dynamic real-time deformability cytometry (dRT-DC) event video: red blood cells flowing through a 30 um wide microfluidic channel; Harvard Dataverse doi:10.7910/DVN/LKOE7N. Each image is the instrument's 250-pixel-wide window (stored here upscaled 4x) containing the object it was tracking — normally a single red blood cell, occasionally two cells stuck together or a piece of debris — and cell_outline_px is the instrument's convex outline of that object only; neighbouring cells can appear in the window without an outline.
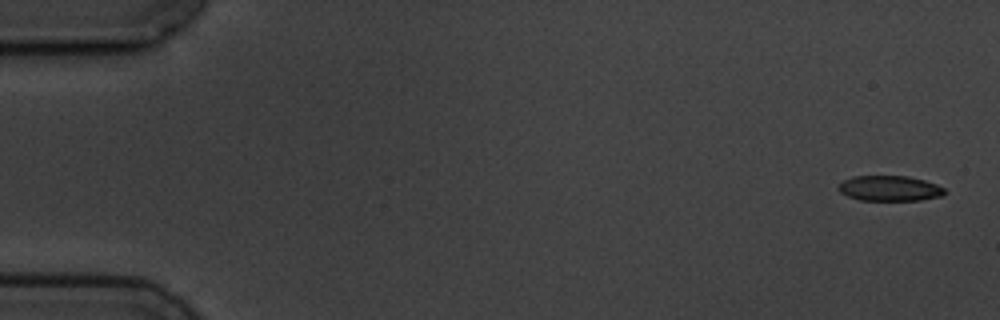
{"species": "common noctule bat (a hibernating species)", "species_latin": "Nyctalus noctula", "temperature_condition": "cold", "stored_images_in_passage": 5, "camera_frame_rate_fps": 3000, "um_per_image_px": 0.085, "animal": {"sex": "male", "body_mass_g": 19.5, "forearm_length_mm": 54.6}, "frame": {"image": 1, "passage_image": 1, "time_ms": 0.0, "image_size_px": [1000, 320], "cell_outline_px": [[948, 192], [940, 196], [920, 200], [860, 200], [848, 196], [840, 192], [836, 188], [844, 180], [852, 176], [908, 176], [924, 180], [936, 184], [944, 188]], "centroid_in_image_um": [75.62, 16.01], "position_along_channel_um": 9.4, "area_um2": 15.66}}
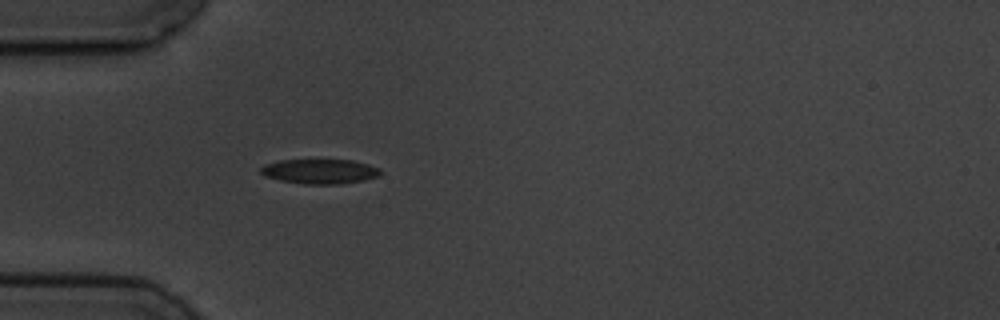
{"frame": {"image": 2, "passage_image": 5, "time_ms": 5.0, "image_size_px": [1000, 320], "cell_outline_px": [[380, 176], [364, 180], [340, 184], [304, 184], [280, 180], [264, 176], [260, 172], [260, 168], [264, 164], [280, 160], [352, 160], [368, 164], [380, 168]], "centroid_in_image_um": [27.18, 14.57], "position_along_channel_um": 57.8, "area_um2": 17.28}}